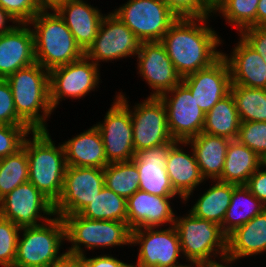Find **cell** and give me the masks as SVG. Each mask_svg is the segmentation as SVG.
Wrapping results in <instances>:
<instances>
[{
	"label": "cell",
	"instance_id": "obj_15",
	"mask_svg": "<svg viewBox=\"0 0 266 267\" xmlns=\"http://www.w3.org/2000/svg\"><path fill=\"white\" fill-rule=\"evenodd\" d=\"M141 41L112 13L105 14L97 36L84 55L99 66V61H112L135 56Z\"/></svg>",
	"mask_w": 266,
	"mask_h": 267
},
{
	"label": "cell",
	"instance_id": "obj_19",
	"mask_svg": "<svg viewBox=\"0 0 266 267\" xmlns=\"http://www.w3.org/2000/svg\"><path fill=\"white\" fill-rule=\"evenodd\" d=\"M178 141L170 140L153 148L142 149L135 153L132 161L139 172V189L156 196L179 195L171 184L165 169L171 148Z\"/></svg>",
	"mask_w": 266,
	"mask_h": 267
},
{
	"label": "cell",
	"instance_id": "obj_29",
	"mask_svg": "<svg viewBox=\"0 0 266 267\" xmlns=\"http://www.w3.org/2000/svg\"><path fill=\"white\" fill-rule=\"evenodd\" d=\"M265 208L262 202L245 185L237 186L233 184L231 202L221 225L223 233L228 237L237 228L260 214Z\"/></svg>",
	"mask_w": 266,
	"mask_h": 267
},
{
	"label": "cell",
	"instance_id": "obj_35",
	"mask_svg": "<svg viewBox=\"0 0 266 267\" xmlns=\"http://www.w3.org/2000/svg\"><path fill=\"white\" fill-rule=\"evenodd\" d=\"M28 181V157L23 147L0 159V200L18 185Z\"/></svg>",
	"mask_w": 266,
	"mask_h": 267
},
{
	"label": "cell",
	"instance_id": "obj_5",
	"mask_svg": "<svg viewBox=\"0 0 266 267\" xmlns=\"http://www.w3.org/2000/svg\"><path fill=\"white\" fill-rule=\"evenodd\" d=\"M21 231L23 235L18 238L13 267H51L68 257L66 252H58L66 239L62 217L56 215L41 225L21 228Z\"/></svg>",
	"mask_w": 266,
	"mask_h": 267
},
{
	"label": "cell",
	"instance_id": "obj_48",
	"mask_svg": "<svg viewBox=\"0 0 266 267\" xmlns=\"http://www.w3.org/2000/svg\"><path fill=\"white\" fill-rule=\"evenodd\" d=\"M42 10H55L60 4L71 0H37Z\"/></svg>",
	"mask_w": 266,
	"mask_h": 267
},
{
	"label": "cell",
	"instance_id": "obj_28",
	"mask_svg": "<svg viewBox=\"0 0 266 267\" xmlns=\"http://www.w3.org/2000/svg\"><path fill=\"white\" fill-rule=\"evenodd\" d=\"M262 166V158L237 139L228 144L223 172L219 181L246 185L250 176Z\"/></svg>",
	"mask_w": 266,
	"mask_h": 267
},
{
	"label": "cell",
	"instance_id": "obj_11",
	"mask_svg": "<svg viewBox=\"0 0 266 267\" xmlns=\"http://www.w3.org/2000/svg\"><path fill=\"white\" fill-rule=\"evenodd\" d=\"M104 186V169L67 166L60 198L54 203L55 215L79 214Z\"/></svg>",
	"mask_w": 266,
	"mask_h": 267
},
{
	"label": "cell",
	"instance_id": "obj_26",
	"mask_svg": "<svg viewBox=\"0 0 266 267\" xmlns=\"http://www.w3.org/2000/svg\"><path fill=\"white\" fill-rule=\"evenodd\" d=\"M262 252H266V208L227 237L226 258L235 262Z\"/></svg>",
	"mask_w": 266,
	"mask_h": 267
},
{
	"label": "cell",
	"instance_id": "obj_12",
	"mask_svg": "<svg viewBox=\"0 0 266 267\" xmlns=\"http://www.w3.org/2000/svg\"><path fill=\"white\" fill-rule=\"evenodd\" d=\"M159 98L166 107L168 129L173 139L186 142L202 132L205 112L182 81Z\"/></svg>",
	"mask_w": 266,
	"mask_h": 267
},
{
	"label": "cell",
	"instance_id": "obj_33",
	"mask_svg": "<svg viewBox=\"0 0 266 267\" xmlns=\"http://www.w3.org/2000/svg\"><path fill=\"white\" fill-rule=\"evenodd\" d=\"M241 122L266 121V89L231 86Z\"/></svg>",
	"mask_w": 266,
	"mask_h": 267
},
{
	"label": "cell",
	"instance_id": "obj_51",
	"mask_svg": "<svg viewBox=\"0 0 266 267\" xmlns=\"http://www.w3.org/2000/svg\"><path fill=\"white\" fill-rule=\"evenodd\" d=\"M262 166L266 167V155L262 158Z\"/></svg>",
	"mask_w": 266,
	"mask_h": 267
},
{
	"label": "cell",
	"instance_id": "obj_41",
	"mask_svg": "<svg viewBox=\"0 0 266 267\" xmlns=\"http://www.w3.org/2000/svg\"><path fill=\"white\" fill-rule=\"evenodd\" d=\"M0 6L18 23H29L42 10L37 0H0Z\"/></svg>",
	"mask_w": 266,
	"mask_h": 267
},
{
	"label": "cell",
	"instance_id": "obj_47",
	"mask_svg": "<svg viewBox=\"0 0 266 267\" xmlns=\"http://www.w3.org/2000/svg\"><path fill=\"white\" fill-rule=\"evenodd\" d=\"M257 26H266V0H260L258 3Z\"/></svg>",
	"mask_w": 266,
	"mask_h": 267
},
{
	"label": "cell",
	"instance_id": "obj_17",
	"mask_svg": "<svg viewBox=\"0 0 266 267\" xmlns=\"http://www.w3.org/2000/svg\"><path fill=\"white\" fill-rule=\"evenodd\" d=\"M136 56L139 74L154 90L151 97H160L182 81L161 42H141Z\"/></svg>",
	"mask_w": 266,
	"mask_h": 267
},
{
	"label": "cell",
	"instance_id": "obj_38",
	"mask_svg": "<svg viewBox=\"0 0 266 267\" xmlns=\"http://www.w3.org/2000/svg\"><path fill=\"white\" fill-rule=\"evenodd\" d=\"M237 140L263 158L266 155V121L241 122Z\"/></svg>",
	"mask_w": 266,
	"mask_h": 267
},
{
	"label": "cell",
	"instance_id": "obj_39",
	"mask_svg": "<svg viewBox=\"0 0 266 267\" xmlns=\"http://www.w3.org/2000/svg\"><path fill=\"white\" fill-rule=\"evenodd\" d=\"M32 131L28 125L0 124V159L21 149L25 137Z\"/></svg>",
	"mask_w": 266,
	"mask_h": 267
},
{
	"label": "cell",
	"instance_id": "obj_34",
	"mask_svg": "<svg viewBox=\"0 0 266 267\" xmlns=\"http://www.w3.org/2000/svg\"><path fill=\"white\" fill-rule=\"evenodd\" d=\"M105 186L126 200L139 190V172L131 161L109 163L104 168Z\"/></svg>",
	"mask_w": 266,
	"mask_h": 267
},
{
	"label": "cell",
	"instance_id": "obj_30",
	"mask_svg": "<svg viewBox=\"0 0 266 267\" xmlns=\"http://www.w3.org/2000/svg\"><path fill=\"white\" fill-rule=\"evenodd\" d=\"M240 123L236 103L230 92L205 113L202 132L235 140L239 133Z\"/></svg>",
	"mask_w": 266,
	"mask_h": 267
},
{
	"label": "cell",
	"instance_id": "obj_24",
	"mask_svg": "<svg viewBox=\"0 0 266 267\" xmlns=\"http://www.w3.org/2000/svg\"><path fill=\"white\" fill-rule=\"evenodd\" d=\"M62 145L67 166L104 169L109 164L101 133L95 125Z\"/></svg>",
	"mask_w": 266,
	"mask_h": 267
},
{
	"label": "cell",
	"instance_id": "obj_40",
	"mask_svg": "<svg viewBox=\"0 0 266 267\" xmlns=\"http://www.w3.org/2000/svg\"><path fill=\"white\" fill-rule=\"evenodd\" d=\"M179 18L210 17L213 6L207 0H162Z\"/></svg>",
	"mask_w": 266,
	"mask_h": 267
},
{
	"label": "cell",
	"instance_id": "obj_22",
	"mask_svg": "<svg viewBox=\"0 0 266 267\" xmlns=\"http://www.w3.org/2000/svg\"><path fill=\"white\" fill-rule=\"evenodd\" d=\"M239 40L231 57L222 52L230 68L231 86L266 89V63L242 37Z\"/></svg>",
	"mask_w": 266,
	"mask_h": 267
},
{
	"label": "cell",
	"instance_id": "obj_4",
	"mask_svg": "<svg viewBox=\"0 0 266 267\" xmlns=\"http://www.w3.org/2000/svg\"><path fill=\"white\" fill-rule=\"evenodd\" d=\"M41 10L28 24L34 27L35 58L44 69L67 65L84 56L73 34L55 10Z\"/></svg>",
	"mask_w": 266,
	"mask_h": 267
},
{
	"label": "cell",
	"instance_id": "obj_50",
	"mask_svg": "<svg viewBox=\"0 0 266 267\" xmlns=\"http://www.w3.org/2000/svg\"><path fill=\"white\" fill-rule=\"evenodd\" d=\"M220 262L223 264L225 263L226 265H223V264L215 261V262H211V263L202 264V265H199L196 267H228L227 264L229 265L230 263H233V261L228 259V258H224Z\"/></svg>",
	"mask_w": 266,
	"mask_h": 267
},
{
	"label": "cell",
	"instance_id": "obj_45",
	"mask_svg": "<svg viewBox=\"0 0 266 267\" xmlns=\"http://www.w3.org/2000/svg\"><path fill=\"white\" fill-rule=\"evenodd\" d=\"M261 168L250 176L245 186L266 207V170Z\"/></svg>",
	"mask_w": 266,
	"mask_h": 267
},
{
	"label": "cell",
	"instance_id": "obj_21",
	"mask_svg": "<svg viewBox=\"0 0 266 267\" xmlns=\"http://www.w3.org/2000/svg\"><path fill=\"white\" fill-rule=\"evenodd\" d=\"M28 23H18L0 35V79L36 63L34 35Z\"/></svg>",
	"mask_w": 266,
	"mask_h": 267
},
{
	"label": "cell",
	"instance_id": "obj_10",
	"mask_svg": "<svg viewBox=\"0 0 266 267\" xmlns=\"http://www.w3.org/2000/svg\"><path fill=\"white\" fill-rule=\"evenodd\" d=\"M51 216H55L54 203L29 181L18 185L0 200V217L19 228L36 227L41 225L40 219L47 222Z\"/></svg>",
	"mask_w": 266,
	"mask_h": 267
},
{
	"label": "cell",
	"instance_id": "obj_49",
	"mask_svg": "<svg viewBox=\"0 0 266 267\" xmlns=\"http://www.w3.org/2000/svg\"><path fill=\"white\" fill-rule=\"evenodd\" d=\"M51 267H80L76 258L66 257L62 262Z\"/></svg>",
	"mask_w": 266,
	"mask_h": 267
},
{
	"label": "cell",
	"instance_id": "obj_53",
	"mask_svg": "<svg viewBox=\"0 0 266 267\" xmlns=\"http://www.w3.org/2000/svg\"><path fill=\"white\" fill-rule=\"evenodd\" d=\"M132 267H164V266H132Z\"/></svg>",
	"mask_w": 266,
	"mask_h": 267
},
{
	"label": "cell",
	"instance_id": "obj_23",
	"mask_svg": "<svg viewBox=\"0 0 266 267\" xmlns=\"http://www.w3.org/2000/svg\"><path fill=\"white\" fill-rule=\"evenodd\" d=\"M83 0H71L60 4L55 11L64 20L76 43L85 52L97 36L105 15Z\"/></svg>",
	"mask_w": 266,
	"mask_h": 267
},
{
	"label": "cell",
	"instance_id": "obj_8",
	"mask_svg": "<svg viewBox=\"0 0 266 267\" xmlns=\"http://www.w3.org/2000/svg\"><path fill=\"white\" fill-rule=\"evenodd\" d=\"M113 12L141 42H160L179 18L162 0H129Z\"/></svg>",
	"mask_w": 266,
	"mask_h": 267
},
{
	"label": "cell",
	"instance_id": "obj_43",
	"mask_svg": "<svg viewBox=\"0 0 266 267\" xmlns=\"http://www.w3.org/2000/svg\"><path fill=\"white\" fill-rule=\"evenodd\" d=\"M242 37L266 63V26H250L240 32Z\"/></svg>",
	"mask_w": 266,
	"mask_h": 267
},
{
	"label": "cell",
	"instance_id": "obj_46",
	"mask_svg": "<svg viewBox=\"0 0 266 267\" xmlns=\"http://www.w3.org/2000/svg\"><path fill=\"white\" fill-rule=\"evenodd\" d=\"M11 21L14 25L7 26L5 23ZM18 22L0 6V35L12 30Z\"/></svg>",
	"mask_w": 266,
	"mask_h": 267
},
{
	"label": "cell",
	"instance_id": "obj_20",
	"mask_svg": "<svg viewBox=\"0 0 266 267\" xmlns=\"http://www.w3.org/2000/svg\"><path fill=\"white\" fill-rule=\"evenodd\" d=\"M176 196H156L143 190L126 200L127 224L131 230L174 225L176 219L170 201ZM171 223V224H170Z\"/></svg>",
	"mask_w": 266,
	"mask_h": 267
},
{
	"label": "cell",
	"instance_id": "obj_31",
	"mask_svg": "<svg viewBox=\"0 0 266 267\" xmlns=\"http://www.w3.org/2000/svg\"><path fill=\"white\" fill-rule=\"evenodd\" d=\"M232 194L233 184L215 180V184L198 198L190 212L197 218L209 220L221 226Z\"/></svg>",
	"mask_w": 266,
	"mask_h": 267
},
{
	"label": "cell",
	"instance_id": "obj_9",
	"mask_svg": "<svg viewBox=\"0 0 266 267\" xmlns=\"http://www.w3.org/2000/svg\"><path fill=\"white\" fill-rule=\"evenodd\" d=\"M116 97L130 110L135 153L173 139L168 129L166 107L159 97H147L133 107L134 111L124 94L120 92Z\"/></svg>",
	"mask_w": 266,
	"mask_h": 267
},
{
	"label": "cell",
	"instance_id": "obj_2",
	"mask_svg": "<svg viewBox=\"0 0 266 267\" xmlns=\"http://www.w3.org/2000/svg\"><path fill=\"white\" fill-rule=\"evenodd\" d=\"M31 133L32 139L25 137L22 145L28 157L29 182L55 203L60 198L67 167L63 145L56 147L48 130Z\"/></svg>",
	"mask_w": 266,
	"mask_h": 267
},
{
	"label": "cell",
	"instance_id": "obj_7",
	"mask_svg": "<svg viewBox=\"0 0 266 267\" xmlns=\"http://www.w3.org/2000/svg\"><path fill=\"white\" fill-rule=\"evenodd\" d=\"M174 226L179 235L181 252L190 261L192 267L215 262L211 259L214 255H227V236L221 226L195 217L190 211L184 217H177ZM213 255V256H212Z\"/></svg>",
	"mask_w": 266,
	"mask_h": 267
},
{
	"label": "cell",
	"instance_id": "obj_37",
	"mask_svg": "<svg viewBox=\"0 0 266 267\" xmlns=\"http://www.w3.org/2000/svg\"><path fill=\"white\" fill-rule=\"evenodd\" d=\"M21 228L0 217V266L13 267Z\"/></svg>",
	"mask_w": 266,
	"mask_h": 267
},
{
	"label": "cell",
	"instance_id": "obj_25",
	"mask_svg": "<svg viewBox=\"0 0 266 267\" xmlns=\"http://www.w3.org/2000/svg\"><path fill=\"white\" fill-rule=\"evenodd\" d=\"M177 142L169 151L165 169L173 189L183 201H188L193 190L204 180L197 164L193 150L191 155L182 150Z\"/></svg>",
	"mask_w": 266,
	"mask_h": 267
},
{
	"label": "cell",
	"instance_id": "obj_18",
	"mask_svg": "<svg viewBox=\"0 0 266 267\" xmlns=\"http://www.w3.org/2000/svg\"><path fill=\"white\" fill-rule=\"evenodd\" d=\"M199 108L205 113L230 93L231 74L228 62L222 55L211 66L182 78Z\"/></svg>",
	"mask_w": 266,
	"mask_h": 267
},
{
	"label": "cell",
	"instance_id": "obj_1",
	"mask_svg": "<svg viewBox=\"0 0 266 267\" xmlns=\"http://www.w3.org/2000/svg\"><path fill=\"white\" fill-rule=\"evenodd\" d=\"M208 18H178L160 41L182 78L211 66L222 56L216 49L221 39L209 25L206 26Z\"/></svg>",
	"mask_w": 266,
	"mask_h": 267
},
{
	"label": "cell",
	"instance_id": "obj_36",
	"mask_svg": "<svg viewBox=\"0 0 266 267\" xmlns=\"http://www.w3.org/2000/svg\"><path fill=\"white\" fill-rule=\"evenodd\" d=\"M260 0H218L213 13H221L227 23L236 25L239 32L257 26V7Z\"/></svg>",
	"mask_w": 266,
	"mask_h": 267
},
{
	"label": "cell",
	"instance_id": "obj_3",
	"mask_svg": "<svg viewBox=\"0 0 266 267\" xmlns=\"http://www.w3.org/2000/svg\"><path fill=\"white\" fill-rule=\"evenodd\" d=\"M6 80L11 87L17 115L33 131L48 130L45 120L53 112L50 103L49 71L39 63H34L17 70Z\"/></svg>",
	"mask_w": 266,
	"mask_h": 267
},
{
	"label": "cell",
	"instance_id": "obj_16",
	"mask_svg": "<svg viewBox=\"0 0 266 267\" xmlns=\"http://www.w3.org/2000/svg\"><path fill=\"white\" fill-rule=\"evenodd\" d=\"M102 136L109 163L131 161L135 156L130 110L116 97L104 122L95 125Z\"/></svg>",
	"mask_w": 266,
	"mask_h": 267
},
{
	"label": "cell",
	"instance_id": "obj_27",
	"mask_svg": "<svg viewBox=\"0 0 266 267\" xmlns=\"http://www.w3.org/2000/svg\"><path fill=\"white\" fill-rule=\"evenodd\" d=\"M230 139L201 132L198 136L182 142V146L191 144L197 164L203 178L218 180L223 172L226 151Z\"/></svg>",
	"mask_w": 266,
	"mask_h": 267
},
{
	"label": "cell",
	"instance_id": "obj_52",
	"mask_svg": "<svg viewBox=\"0 0 266 267\" xmlns=\"http://www.w3.org/2000/svg\"><path fill=\"white\" fill-rule=\"evenodd\" d=\"M212 6L218 1V0H207Z\"/></svg>",
	"mask_w": 266,
	"mask_h": 267
},
{
	"label": "cell",
	"instance_id": "obj_44",
	"mask_svg": "<svg viewBox=\"0 0 266 267\" xmlns=\"http://www.w3.org/2000/svg\"><path fill=\"white\" fill-rule=\"evenodd\" d=\"M80 267H132V264H127L114 258L111 255H101L94 258H87L84 254L76 258Z\"/></svg>",
	"mask_w": 266,
	"mask_h": 267
},
{
	"label": "cell",
	"instance_id": "obj_13",
	"mask_svg": "<svg viewBox=\"0 0 266 267\" xmlns=\"http://www.w3.org/2000/svg\"><path fill=\"white\" fill-rule=\"evenodd\" d=\"M99 66L85 55L77 61L53 68L49 71L50 103L53 110L60 99H80L99 84Z\"/></svg>",
	"mask_w": 266,
	"mask_h": 267
},
{
	"label": "cell",
	"instance_id": "obj_42",
	"mask_svg": "<svg viewBox=\"0 0 266 267\" xmlns=\"http://www.w3.org/2000/svg\"><path fill=\"white\" fill-rule=\"evenodd\" d=\"M0 124L27 125L17 115L11 87L6 79H0Z\"/></svg>",
	"mask_w": 266,
	"mask_h": 267
},
{
	"label": "cell",
	"instance_id": "obj_14",
	"mask_svg": "<svg viewBox=\"0 0 266 267\" xmlns=\"http://www.w3.org/2000/svg\"><path fill=\"white\" fill-rule=\"evenodd\" d=\"M134 229L131 231V245L140 246L137 264L132 266L192 267L180 264L179 235L174 225L169 228Z\"/></svg>",
	"mask_w": 266,
	"mask_h": 267
},
{
	"label": "cell",
	"instance_id": "obj_32",
	"mask_svg": "<svg viewBox=\"0 0 266 267\" xmlns=\"http://www.w3.org/2000/svg\"><path fill=\"white\" fill-rule=\"evenodd\" d=\"M79 214L90 220L127 222L126 199L104 186Z\"/></svg>",
	"mask_w": 266,
	"mask_h": 267
},
{
	"label": "cell",
	"instance_id": "obj_6",
	"mask_svg": "<svg viewBox=\"0 0 266 267\" xmlns=\"http://www.w3.org/2000/svg\"><path fill=\"white\" fill-rule=\"evenodd\" d=\"M65 224V240L71 242L67 256L78 258L87 249L131 245V229L127 222L90 220L80 214L62 217Z\"/></svg>",
	"mask_w": 266,
	"mask_h": 267
}]
</instances>
